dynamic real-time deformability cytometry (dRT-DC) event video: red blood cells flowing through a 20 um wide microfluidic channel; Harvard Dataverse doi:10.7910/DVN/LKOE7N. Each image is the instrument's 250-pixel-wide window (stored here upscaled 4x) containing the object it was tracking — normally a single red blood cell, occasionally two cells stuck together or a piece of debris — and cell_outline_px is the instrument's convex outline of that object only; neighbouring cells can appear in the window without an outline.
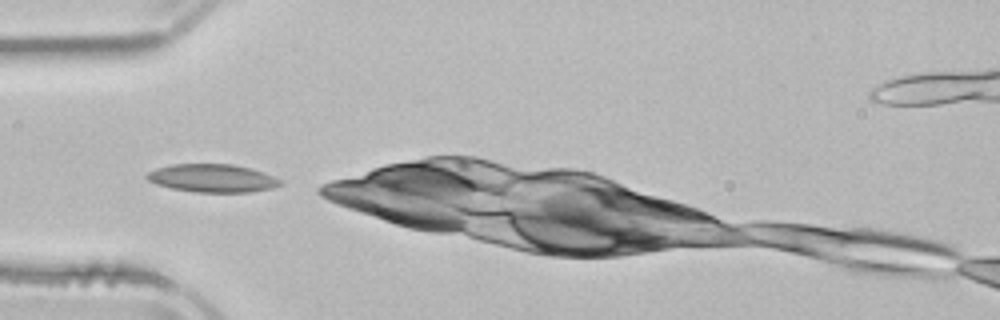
{"species": "common noctule bat (a hibernating species)", "species_latin": "Nyctalus noctula", "temperature_condition": "room temperature", "stored_images_in_passage": 3, "camera_frame_rate_fps": 3000, "um_per_image_px": 0.085, "animal": {"sex": "male", "body_mass_g": 21.5, "forearm_length_mm": 52.0}, "frame": {"image": 1, "passage_image": 1, "time_ms": 0.0, "image_size_px": [1000, 320], "cell_outline_px": [[280, 184], [272, 188], [248, 192], [196, 192], [172, 188], [156, 184], [148, 180], [144, 176], [148, 172], [156, 168], [172, 164], [232, 164], [252, 168], [272, 176], [280, 180]], "centroid_in_image_um": [18.01, 15.14], "position_along_channel_um": 67.0, "area_um2": 21.68}}